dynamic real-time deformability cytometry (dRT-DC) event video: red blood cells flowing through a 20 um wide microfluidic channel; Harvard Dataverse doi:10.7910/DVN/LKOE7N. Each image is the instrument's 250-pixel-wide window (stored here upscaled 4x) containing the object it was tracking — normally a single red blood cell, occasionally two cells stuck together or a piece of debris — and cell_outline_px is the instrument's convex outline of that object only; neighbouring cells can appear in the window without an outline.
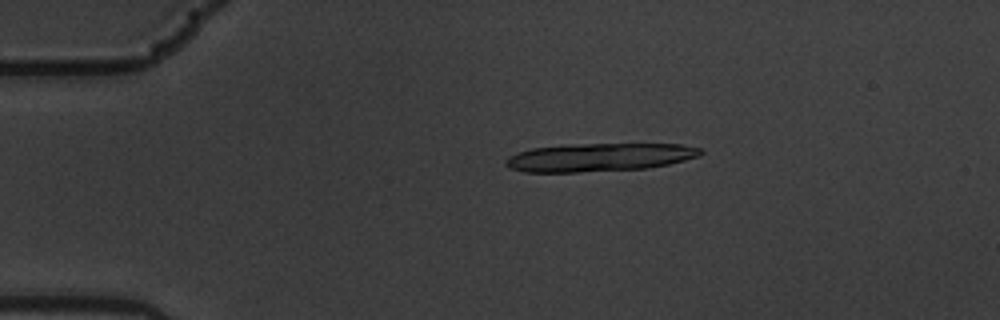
{"species": "common noctule bat (a hibernating species)", "species_latin": "Nyctalus noctula", "temperature_condition": "warm", "stored_images_in_passage": 7, "camera_frame_rate_fps": 3000, "um_per_image_px": 0.085, "animal": {"sex": "male", "body_mass_g": 19.5, "forearm_length_mm": 54.6}, "frame": {"image": 1, "passage_image": 4, "time_ms": 1.0, "image_size_px": [1000, 320], "cell_outline_px": [[704, 152], [700, 156], [668, 164], [648, 168], [580, 172], [524, 172], [508, 168], [504, 164], [504, 160], [508, 156], [516, 152], [532, 148], [572, 144], [680, 144], [700, 148]], "centroid_in_image_um": [50.9, 13.37], "position_along_channel_um": 34.1, "area_um2": 32.19}}